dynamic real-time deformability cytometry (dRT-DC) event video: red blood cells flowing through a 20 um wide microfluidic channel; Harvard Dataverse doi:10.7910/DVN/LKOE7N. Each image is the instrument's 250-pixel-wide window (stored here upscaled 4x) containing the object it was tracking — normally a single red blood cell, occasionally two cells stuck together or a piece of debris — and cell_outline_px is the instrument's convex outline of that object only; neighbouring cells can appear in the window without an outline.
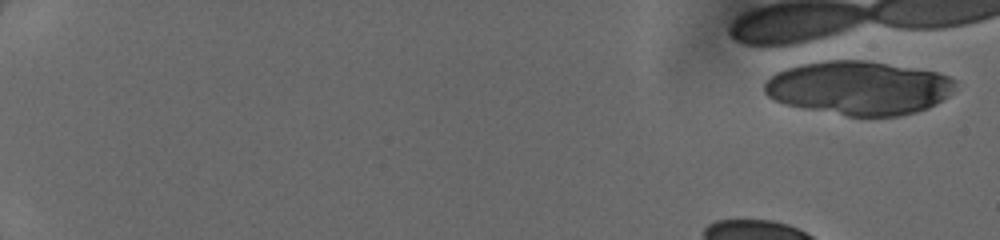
{"species": "human", "species_latin": "Homo sapiens", "temperature_condition": "cold", "stored_images_in_passage": 6, "camera_frame_rate_fps": 3000, "um_per_image_px": 0.085, "donor": {"sex": "female"}, "frame": {"image": 1, "passage_image": 1, "time_ms": 0.0, "image_size_px": [1000, 240], "cell_outline_px": [[956, 80], [952, 92], [948, 96], [936, 104], [928, 108], [916, 112], [900, 116], [848, 116], [804, 108], [784, 104], [768, 96], [764, 92], [764, 84], [776, 72], [788, 68], [804, 64], [828, 60], [864, 60], [936, 72], [948, 76]], "centroid_in_image_um": [73.01, 7.48], "position_along_channel_um": 12.0, "area_um2": 59.42}}